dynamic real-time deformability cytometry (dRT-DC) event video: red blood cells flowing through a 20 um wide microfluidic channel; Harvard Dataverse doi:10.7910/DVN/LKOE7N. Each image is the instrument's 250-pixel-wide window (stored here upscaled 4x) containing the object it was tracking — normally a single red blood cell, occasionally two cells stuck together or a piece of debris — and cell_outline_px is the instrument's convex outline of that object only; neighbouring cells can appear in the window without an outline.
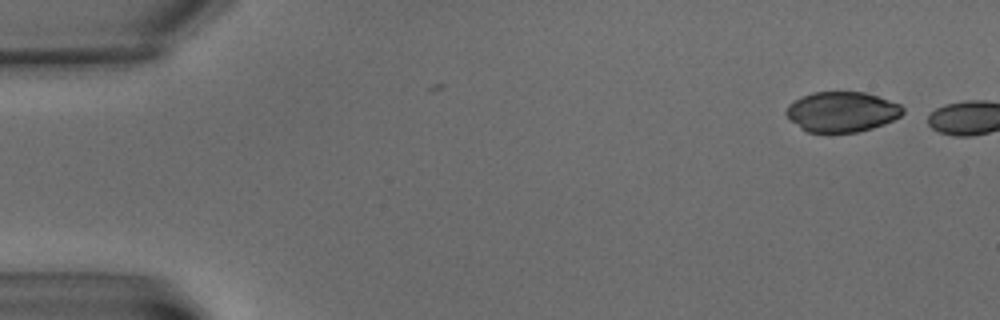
{"species": "common noctule bat (a hibernating species)", "species_latin": "Nyctalus noctula", "temperature_condition": "warm", "stored_images_in_passage": 2, "camera_frame_rate_fps": 3000, "um_per_image_px": 0.085, "animal": {"sex": "male", "body_mass_g": 15.6}, "frame": {"image": 1, "passage_image": 1, "time_ms": 0.0, "image_size_px": [1000, 320], "cell_outline_px": [[904, 112], [900, 116], [884, 124], [872, 128], [856, 132], [808, 132], [800, 128], [784, 112], [788, 104], [812, 92], [864, 92], [900, 104], [904, 108]], "centroid_in_image_um": [71.56, 9.5], "position_along_channel_um": 13.4, "area_um2": 27.05}}